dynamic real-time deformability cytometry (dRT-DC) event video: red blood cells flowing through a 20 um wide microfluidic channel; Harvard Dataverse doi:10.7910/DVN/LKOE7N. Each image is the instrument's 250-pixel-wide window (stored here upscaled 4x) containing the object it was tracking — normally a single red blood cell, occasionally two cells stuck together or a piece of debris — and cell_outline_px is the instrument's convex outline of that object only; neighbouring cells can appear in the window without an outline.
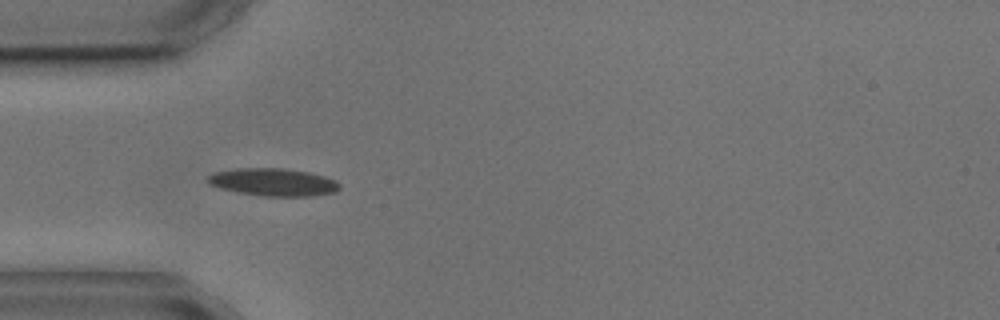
{"species": "common noctule bat (a hibernating species)", "species_latin": "Nyctalus noctula", "temperature_condition": "cold", "stored_images_in_passage": 10, "camera_frame_rate_fps": 3000, "um_per_image_px": 0.085, "animal": {"sex": "male", "body_mass_g": 17.9, "forearm_length_mm": 54.2}, "frame": {"image": 1, "passage_image": 4, "time_ms": 4.667, "image_size_px": [1000, 320], "cell_outline_px": [[340, 188], [336, 192], [312, 196], [264, 196], [240, 192], [220, 188], [208, 184], [208, 176], [216, 172], [236, 168], [284, 168], [308, 172], [324, 176], [336, 180], [340, 184]], "centroid_in_image_um": [23.26, 15.48], "position_along_channel_um": 61.7, "area_um2": 21.15}}